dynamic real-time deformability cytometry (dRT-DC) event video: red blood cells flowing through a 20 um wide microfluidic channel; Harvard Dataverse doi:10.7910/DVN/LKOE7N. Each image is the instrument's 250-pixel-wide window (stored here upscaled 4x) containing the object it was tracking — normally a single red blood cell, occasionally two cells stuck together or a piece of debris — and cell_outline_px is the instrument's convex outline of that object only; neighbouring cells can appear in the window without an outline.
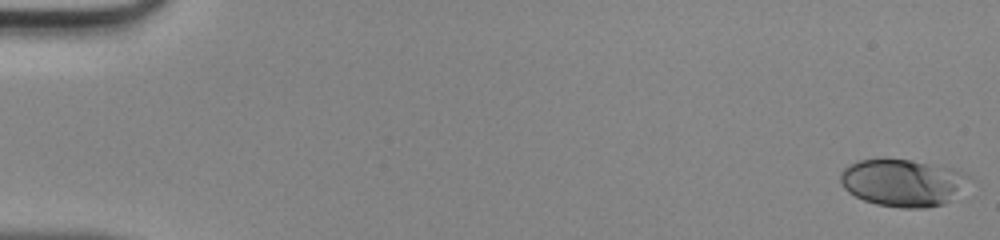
{"species": "human", "species_latin": "Homo sapiens", "temperature_condition": "room temperature", "stored_images_in_passage": 48, "camera_frame_rate_fps": 3000, "um_per_image_px": 0.085, "donor": {"sex": "male"}, "frame": {"image": 1, "passage_image": 1, "time_ms": 0.0, "image_size_px": [1000, 240], "cell_outline_px": [[972, 176], [944, 204], [924, 208], [900, 208], [876, 204], [864, 200], [848, 192], [844, 188], [840, 180], [840, 172], [848, 164], [860, 160], [884, 156], [912, 160], [952, 168], [964, 172]], "centroid_in_image_um": [76.65, 15.48], "position_along_channel_um": 8.3, "area_um2": 35.66}}
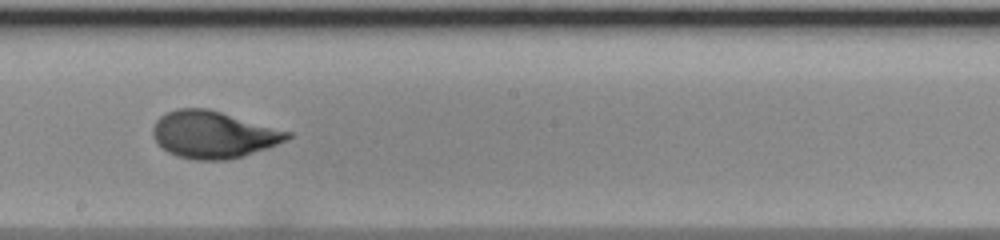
{"frame": {"image": 2, "passage_image": 28, "time_ms": 9.0, "image_size_px": [1000, 240], "cell_outline_px": [[292, 136], [288, 140], [268, 148], [228, 160], [192, 160], [176, 156], [168, 152], [156, 140], [152, 132], [152, 128], [156, 120], [160, 116], [176, 108], [208, 108], [292, 132]], "centroid_in_image_um": [18.15, 11.44], "position_along_channel_um": 230.1, "area_um2": 36.93}}
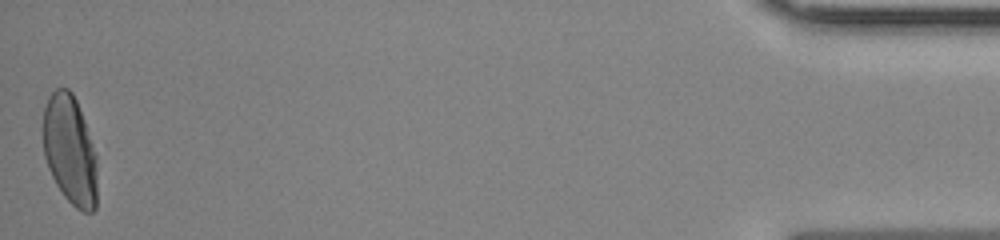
{"frame": {"image": 3, "passage_image": 48, "time_ms": 15.667, "image_size_px": [1000, 240], "cell_outline_px": [[96, 208], [92, 212], [84, 212], [76, 208], [64, 196], [56, 184], [48, 168], [44, 156], [44, 108], [48, 96], [56, 88], [68, 88], [72, 92], [76, 100], [84, 120], [96, 156]], "centroid_in_image_um": [5.94, 12.76], "position_along_channel_um": 429.3, "area_um2": 34.22}}